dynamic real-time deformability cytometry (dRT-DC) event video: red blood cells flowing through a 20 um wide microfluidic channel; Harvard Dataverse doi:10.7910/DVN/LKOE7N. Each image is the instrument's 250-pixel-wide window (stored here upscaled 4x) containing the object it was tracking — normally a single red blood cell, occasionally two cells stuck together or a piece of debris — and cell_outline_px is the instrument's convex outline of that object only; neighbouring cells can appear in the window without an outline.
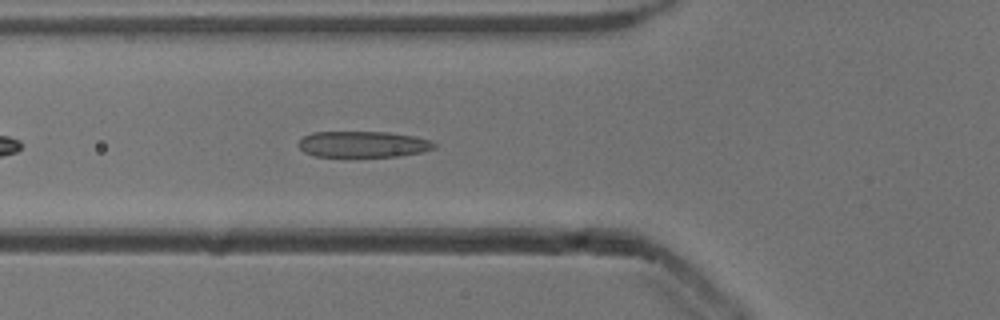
{"species": "common noctule bat (a hibernating species)", "species_latin": "Nyctalus noctula", "temperature_condition": "cold", "stored_images_in_passage": 26, "camera_frame_rate_fps": 3000, "um_per_image_px": 0.085, "animal": {"sex": "male", "body_mass_g": 13.3}, "frame": {"image": 1, "passage_image": 7, "time_ms": 2.0, "image_size_px": [1000, 320], "cell_outline_px": [[436, 148], [424, 152], [400, 156], [316, 156], [304, 152], [296, 144], [304, 136], [312, 132], [388, 132], [412, 136], [432, 140], [436, 144]], "centroid_in_image_um": [30.88, 12.26], "position_along_channel_um": 94.9, "area_um2": 20.69}}
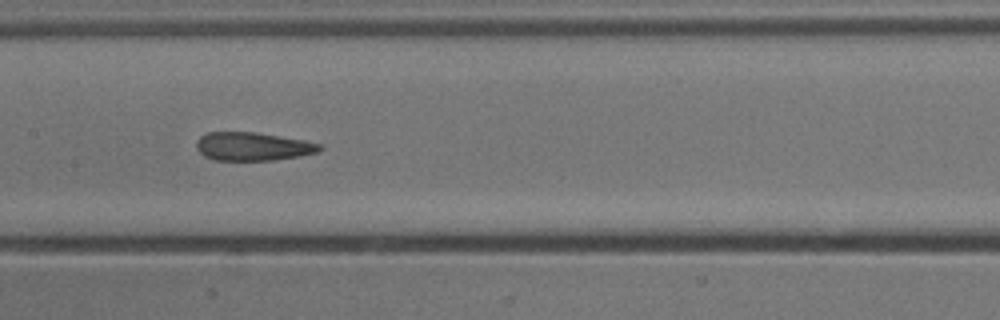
{"frame": {"image": 2, "passage_image": 14, "time_ms": 4.333, "image_size_px": [1000, 320], "cell_outline_px": [[324, 148], [320, 152], [300, 156], [272, 160], [212, 160], [204, 156], [196, 148], [196, 140], [200, 136], [208, 132], [256, 132], [304, 140], [324, 144]], "centroid_in_image_um": [21.52, 12.45], "position_along_channel_um": 185.9, "area_um2": 20.63}}
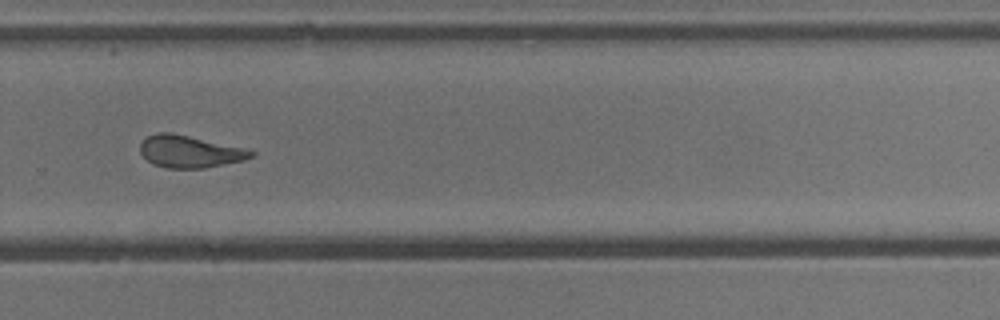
{"frame": {"image": 3, "passage_image": 24, "time_ms": 7.667, "image_size_px": [1000, 320], "cell_outline_px": [[256, 156], [244, 160], [204, 168], [168, 168], [152, 164], [140, 152], [140, 144], [148, 136], [156, 132], [172, 132], [244, 148], [256, 152]], "centroid_in_image_um": [16.13, 12.88], "position_along_channel_um": 313.7, "area_um2": 20.75}}